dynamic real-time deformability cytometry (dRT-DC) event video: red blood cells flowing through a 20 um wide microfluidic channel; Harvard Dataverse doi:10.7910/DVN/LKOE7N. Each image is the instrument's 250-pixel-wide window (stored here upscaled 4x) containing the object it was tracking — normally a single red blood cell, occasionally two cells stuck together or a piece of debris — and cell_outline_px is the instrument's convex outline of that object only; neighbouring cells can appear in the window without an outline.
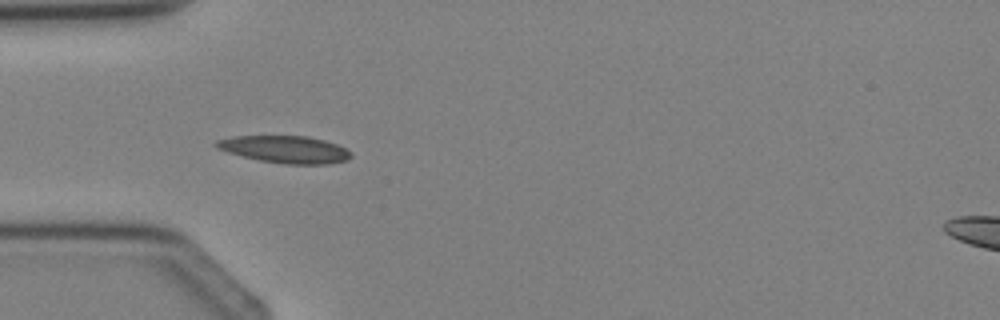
{"species": "Egyptian fruit bat (a non-hibernating species)", "species_latin": "Rousettus aegyptiacus", "temperature_condition": "cold", "stored_images_in_passage": 4, "camera_frame_rate_fps": 3000, "um_per_image_px": 0.085, "animal": {"sex": "female"}, "frame": {"image": 1, "passage_image": 3, "time_ms": 2.667, "image_size_px": [1000, 320], "cell_outline_px": [[352, 156], [348, 160], [328, 164], [284, 164], [260, 160], [228, 152], [216, 148], [212, 144], [216, 140], [232, 136], [308, 136], [324, 140], [336, 144], [352, 152]], "centroid_in_image_um": [24.23, 12.69], "position_along_channel_um": 60.8, "area_um2": 21.39}}
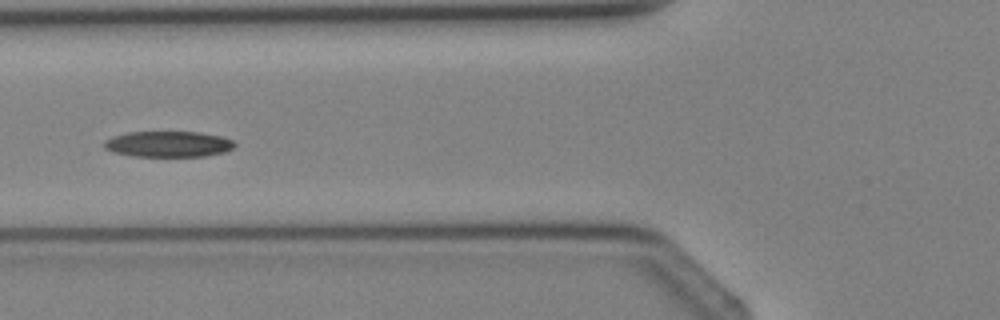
{"frame": {"image": 2, "passage_image": 4, "time_ms": 3.667, "image_size_px": [1000, 320], "cell_outline_px": [[236, 144], [232, 148], [224, 152], [204, 156], [132, 156], [112, 152], [104, 148], [104, 140], [112, 136], [128, 132], [200, 132], [220, 136], [232, 140]], "centroid_in_image_um": [14.27, 12.24], "position_along_channel_um": 111.5, "area_um2": 19.65}}